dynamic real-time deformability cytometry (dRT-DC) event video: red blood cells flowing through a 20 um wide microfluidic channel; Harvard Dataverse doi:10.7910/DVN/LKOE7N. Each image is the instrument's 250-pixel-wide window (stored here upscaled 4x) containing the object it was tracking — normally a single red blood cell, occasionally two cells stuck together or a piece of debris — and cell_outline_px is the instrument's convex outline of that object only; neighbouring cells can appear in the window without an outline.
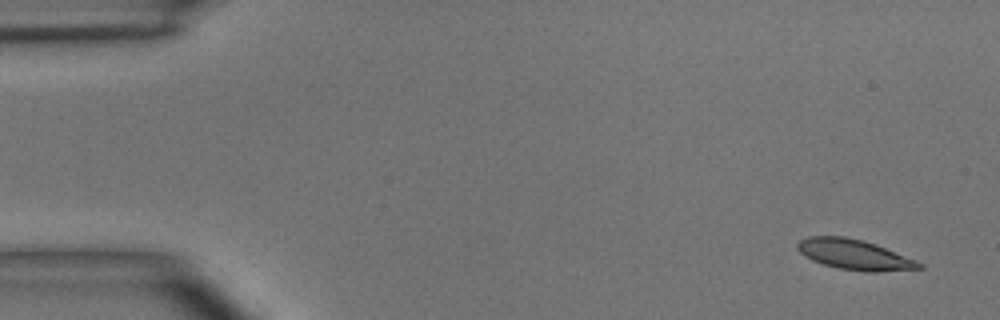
{"species": "common noctule bat (a hibernating species)", "species_latin": "Nyctalus noctula", "temperature_condition": "room temperature", "stored_images_in_passage": 5, "camera_frame_rate_fps": 3000, "um_per_image_px": 0.085, "animal": {"sex": "male", "body_mass_g": 15.6}, "frame": {"image": 1, "passage_image": 1, "time_ms": 0.0, "image_size_px": [1000, 320], "cell_outline_px": [[924, 268], [876, 272], [864, 272], [840, 268], [824, 264], [812, 260], [804, 256], [796, 248], [796, 244], [800, 240], [808, 236], [844, 236], [864, 240], [876, 244], [916, 260], [924, 264]], "centroid_in_image_um": [72.63, 21.63], "position_along_channel_um": 12.4, "area_um2": 21.5}}
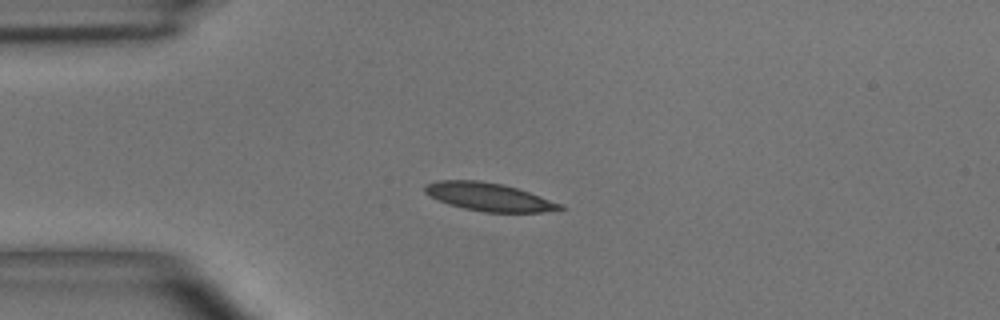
{"frame": {"image": 2, "passage_image": 4, "time_ms": 3.333, "image_size_px": [1000, 320], "cell_outline_px": [[564, 208], [544, 212], [484, 212], [464, 208], [448, 204], [424, 192], [424, 184], [436, 180], [480, 180], [504, 184], [564, 204]], "centroid_in_image_um": [41.55, 16.72], "position_along_channel_um": 43.5, "area_um2": 22.08}}
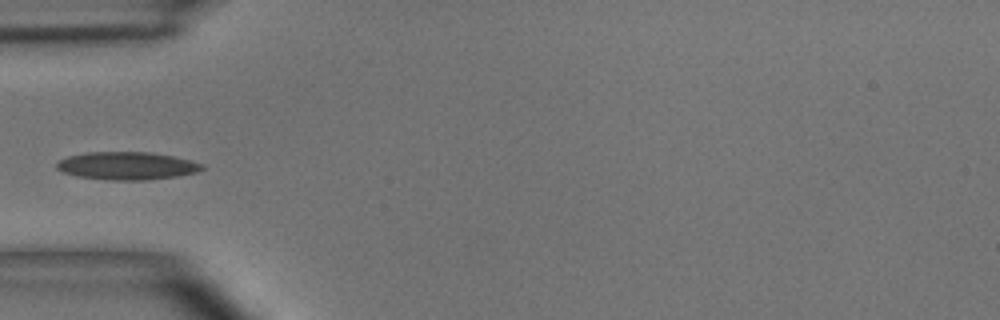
{"frame": {"image": 3, "passage_image": 5, "time_ms": 4.667, "image_size_px": [1000, 320], "cell_outline_px": [[204, 168], [196, 172], [176, 176], [148, 180], [108, 180], [76, 176], [64, 172], [56, 168], [56, 164], [60, 160], [68, 156], [88, 152], [152, 152], [192, 160], [204, 164]], "centroid_in_image_um": [10.8, 14.09], "position_along_channel_um": 74.2, "area_um2": 23.58}}